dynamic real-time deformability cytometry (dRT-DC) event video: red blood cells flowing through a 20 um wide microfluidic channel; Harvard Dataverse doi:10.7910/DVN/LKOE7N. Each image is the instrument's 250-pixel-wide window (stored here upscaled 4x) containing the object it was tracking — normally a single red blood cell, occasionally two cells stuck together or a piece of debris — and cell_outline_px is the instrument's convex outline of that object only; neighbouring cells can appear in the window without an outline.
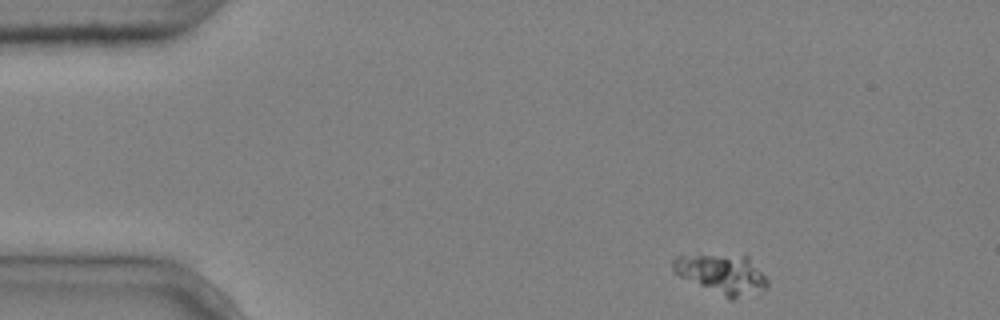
{"species": "common noctule bat (a hibernating species)", "species_latin": "Nyctalus noctula", "temperature_condition": "cold", "stored_images_in_passage": 12, "camera_frame_rate_fps": 3000, "um_per_image_px": 0.085, "animal": {"sex": "male", "body_mass_g": 20.4}, "frame": {"image": 1, "passage_image": 1, "time_ms": 0.0, "image_size_px": [1000, 320], "cell_outline_px": [[768, 284], [764, 292], [732, 300], [680, 276], [672, 272], [672, 260], [676, 256], [748, 256], [768, 280]], "centroid_in_image_um": [61.41, 23.33], "position_along_channel_um": 23.6, "area_um2": 21.44}}
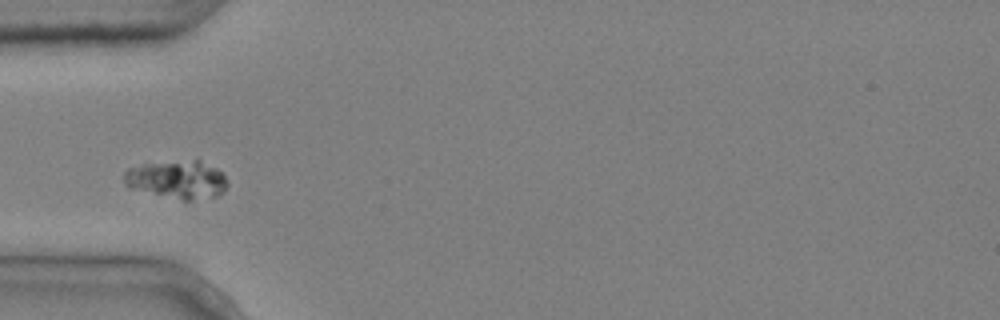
{"frame": {"image": 2, "passage_image": 3, "time_ms": 0.667, "image_size_px": [1000, 320], "cell_outline_px": [[228, 184], [224, 192], [216, 196], [192, 200], [184, 200], [128, 188], [124, 184], [124, 172], [128, 168], [144, 164], [196, 160], [200, 160], [216, 168], [224, 176]], "centroid_in_image_um": [15.06, 15.27], "position_along_channel_um": 69.9, "area_um2": 22.72}}
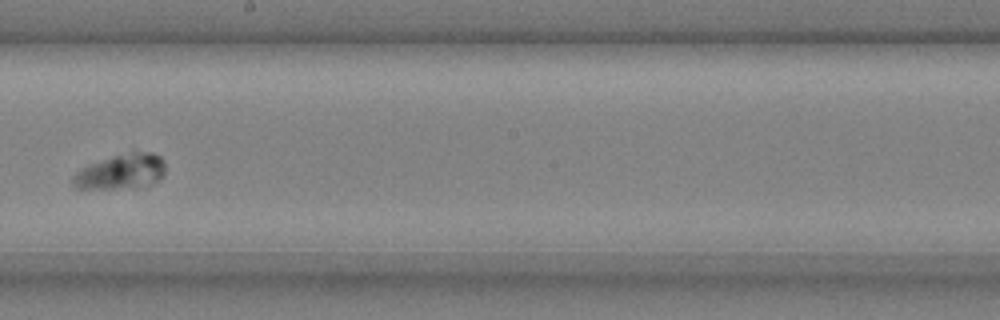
{"frame": {"image": 3, "passage_image": 7, "time_ms": 2.0, "image_size_px": [1000, 320], "cell_outline_px": [[164, 176], [160, 180], [152, 184], [112, 188], [76, 188], [72, 184], [72, 176], [76, 172], [88, 164], [132, 148], [152, 152], [160, 156], [164, 160]], "centroid_in_image_um": [10.32, 14.51], "position_along_channel_um": 237.9, "area_um2": 19.36}}